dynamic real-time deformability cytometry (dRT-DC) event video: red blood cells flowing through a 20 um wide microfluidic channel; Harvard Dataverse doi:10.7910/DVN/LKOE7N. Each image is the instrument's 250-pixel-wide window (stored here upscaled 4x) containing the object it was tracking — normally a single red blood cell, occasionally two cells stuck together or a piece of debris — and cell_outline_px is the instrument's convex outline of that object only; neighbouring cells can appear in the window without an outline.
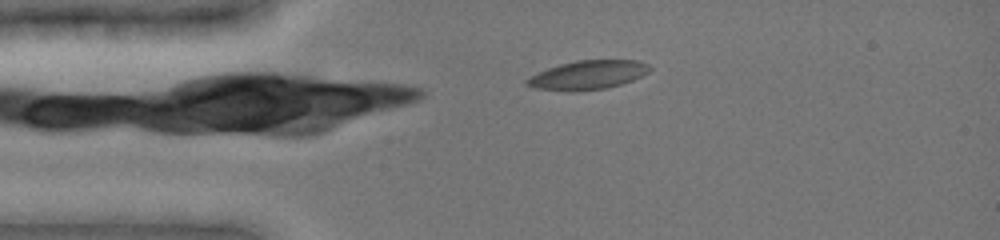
{"species": "common noctule bat (a hibernating species)", "species_latin": "Nyctalus noctula", "temperature_condition": "cold", "stored_images_in_passage": 3, "camera_frame_rate_fps": 3000, "um_per_image_px": 0.085, "animal": {"sex": "female", "body_mass_g": 19.0, "forearm_length_mm": 51.5}, "frame": {"image": 1, "passage_image": 1, "time_ms": 0.0, "image_size_px": [1000, 240], "cell_outline_px": [[652, 68], [648, 72], [632, 80], [620, 84], [604, 88], [576, 92], [572, 92], [536, 88], [524, 84], [524, 80], [548, 68], [560, 64], [576, 60], [636, 60], [648, 64]], "centroid_in_image_um": [49.96, 6.37], "position_along_channel_um": 35.0, "area_um2": 20.58}}